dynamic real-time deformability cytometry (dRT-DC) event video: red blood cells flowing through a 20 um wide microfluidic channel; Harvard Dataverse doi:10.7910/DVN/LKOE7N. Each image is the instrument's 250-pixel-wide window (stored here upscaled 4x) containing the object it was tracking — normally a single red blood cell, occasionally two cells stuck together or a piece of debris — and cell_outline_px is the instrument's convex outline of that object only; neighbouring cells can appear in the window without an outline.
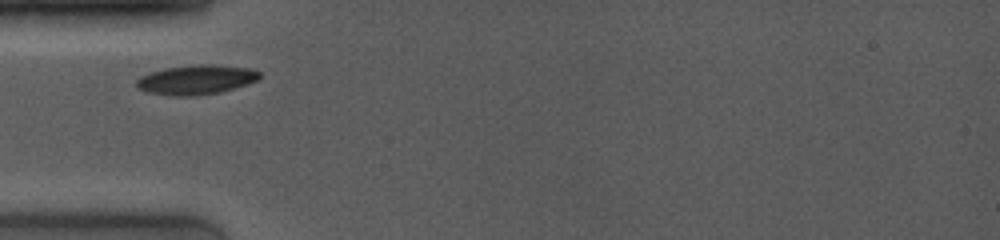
{"species": "common noctule bat (a hibernating species)", "species_latin": "Nyctalus noctula", "temperature_condition": "room temperature", "stored_images_in_passage": 28, "camera_frame_rate_fps": 4000, "um_per_image_px": 0.085, "animal": {"sex": "female", "body_mass_g": 19.0, "forearm_length_mm": 53.3}, "frame": {"image": 1, "passage_image": 1, "time_ms": 0.0, "image_size_px": [1000, 240], "cell_outline_px": [[260, 76], [256, 80], [220, 92], [192, 96], [176, 96], [148, 92], [140, 88], [136, 84], [136, 80], [140, 76], [164, 68], [200, 64], [208, 64], [248, 68], [260, 72]], "centroid_in_image_um": [16.64, 6.77], "position_along_channel_um": 68.4, "area_um2": 20.69}}
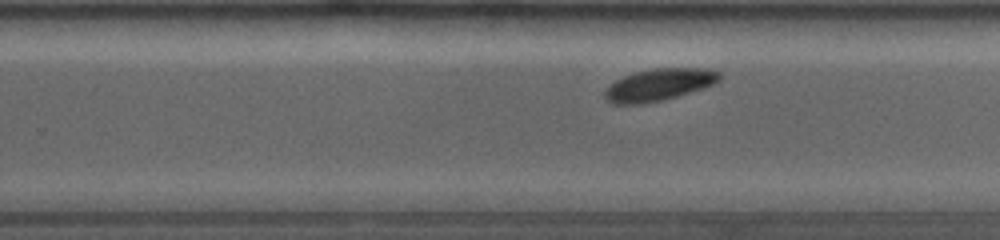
{"frame": {"image": 2, "passage_image": 17, "time_ms": 5.25, "image_size_px": [1000, 240], "cell_outline_px": [[720, 80], [712, 84], [676, 96], [644, 104], [612, 104], [604, 96], [604, 92], [616, 80], [624, 76], [636, 72], [656, 68], [708, 68], [720, 72]], "centroid_in_image_um": [56.01, 7.19], "position_along_channel_um": 273.8, "area_um2": 20.98}}
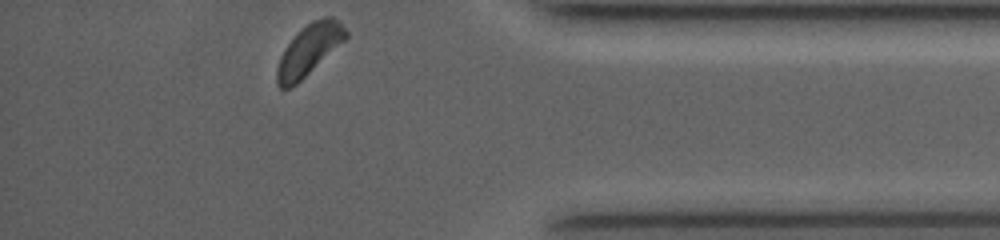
{"frame": {"image": 3, "passage_image": 28, "time_ms": 9.0, "image_size_px": [1000, 240], "cell_outline_px": [[348, 36], [344, 40], [296, 84], [288, 88], [280, 88], [276, 84], [276, 72], [280, 56], [284, 48], [296, 32], [312, 20], [324, 16], [332, 16], [348, 32]], "centroid_in_image_um": [26.22, 4.22], "position_along_channel_um": 409.0, "area_um2": 20.06}}